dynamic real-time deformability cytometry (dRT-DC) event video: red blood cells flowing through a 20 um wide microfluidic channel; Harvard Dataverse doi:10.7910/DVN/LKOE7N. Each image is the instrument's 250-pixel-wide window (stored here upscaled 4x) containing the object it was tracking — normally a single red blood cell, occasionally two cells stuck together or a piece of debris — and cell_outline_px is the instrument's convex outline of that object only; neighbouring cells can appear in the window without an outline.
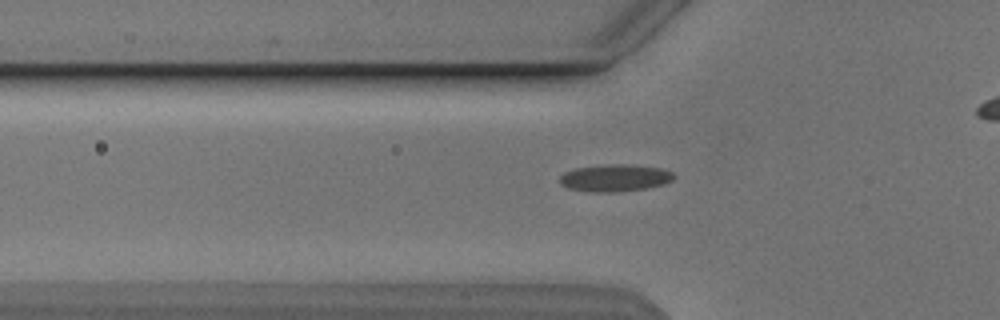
{"species": "Egyptian fruit bat (a non-hibernating species)", "species_latin": "Rousettus aegyptiacus", "temperature_condition": "cold", "stored_images_in_passage": 34, "camera_frame_rate_fps": 3000, "um_per_image_px": 0.085, "animal": {"sex": "male"}, "frame": {"image": 1, "passage_image": 5, "time_ms": 1.333, "image_size_px": [1000, 320], "cell_outline_px": [[676, 176], [672, 180], [664, 184], [648, 188], [616, 192], [592, 192], [568, 188], [560, 184], [560, 176], [564, 172], [576, 168], [608, 164], [624, 164], [660, 168], [672, 172]], "centroid_in_image_um": [52.27, 15.13], "position_along_channel_um": 73.5, "area_um2": 18.03}}
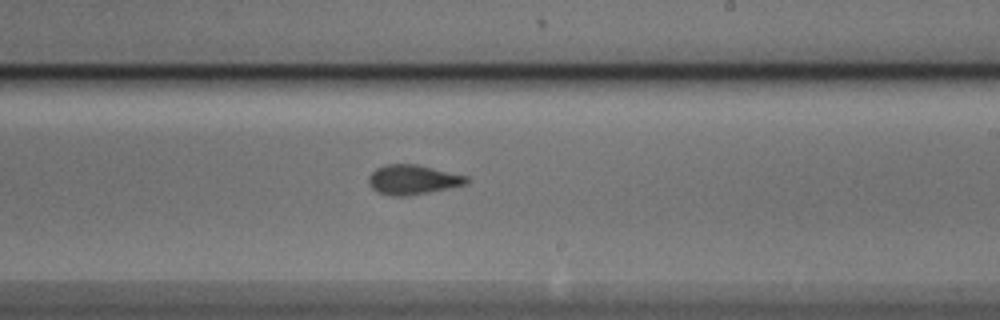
{"frame": {"image": 2, "passage_image": 19, "time_ms": 6.0, "image_size_px": [1000, 320], "cell_outline_px": [[472, 180], [468, 184], [428, 192], [404, 196], [392, 196], [376, 192], [368, 184], [368, 176], [376, 168], [384, 164], [416, 164], [468, 176]], "centroid_in_image_um": [35.08, 15.27], "position_along_channel_um": 253.9, "area_um2": 17.05}}
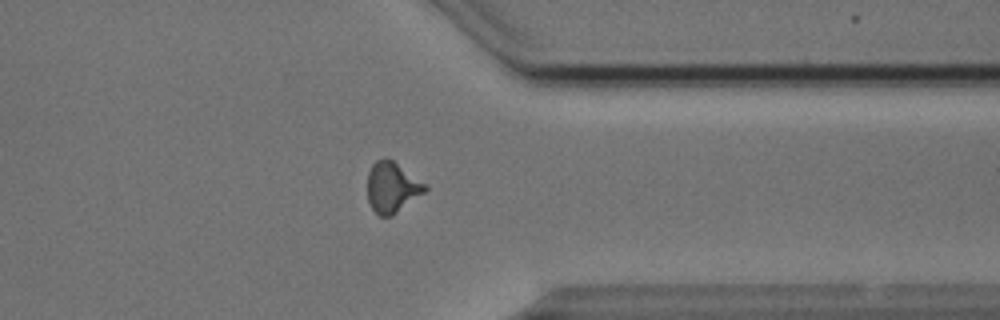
{"frame": {"image": 3, "passage_image": 29, "time_ms": 9.333, "image_size_px": [1000, 320], "cell_outline_px": [[428, 188], [424, 192], [392, 216], [380, 216], [372, 208], [368, 200], [368, 172], [372, 164], [376, 160], [392, 160], [424, 184]], "centroid_in_image_um": [33.29, 15.95], "position_along_channel_um": 378.1, "area_um2": 16.36}, "authors_computed_cell_mechanics": {"area_um2": 16.5886, "velocity_mm_per_s": 3.8598, "shape_relaxation_time_tau1_ms": 3.3729, "shape_relaxation_time_tau2_ms": 1.1223, "deformation_change_tau1": 0.1222, "deformation_change_tau2": 0.0653}}